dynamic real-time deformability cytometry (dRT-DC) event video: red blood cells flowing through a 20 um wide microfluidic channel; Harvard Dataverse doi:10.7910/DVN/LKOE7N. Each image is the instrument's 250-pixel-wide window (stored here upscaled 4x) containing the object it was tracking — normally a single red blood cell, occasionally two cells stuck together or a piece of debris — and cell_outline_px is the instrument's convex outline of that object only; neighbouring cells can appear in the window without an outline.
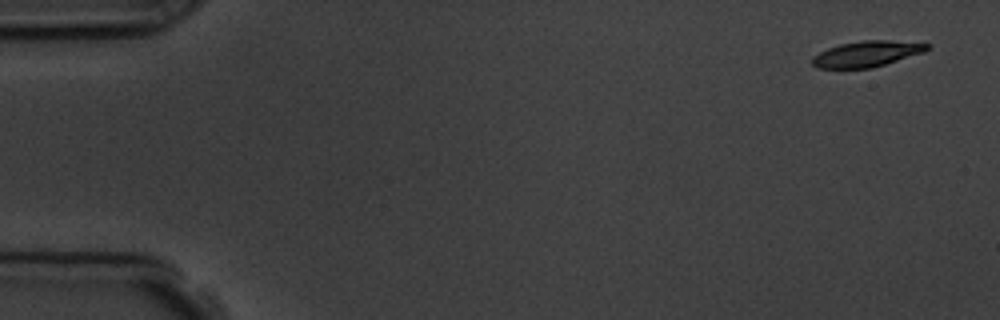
{"species": "common noctule bat (a hibernating species)", "species_latin": "Nyctalus noctula", "temperature_condition": "room temperature", "stored_images_in_passage": 6, "camera_frame_rate_fps": 3000, "um_per_image_px": 0.085, "animal": {"sex": "male", "body_mass_g": 19.5, "forearm_length_mm": 54.6}, "frame": {"image": 1, "passage_image": 1, "time_ms": 0.0, "image_size_px": [1000, 320], "cell_outline_px": [[928, 48], [924, 52], [872, 68], [816, 68], [812, 64], [812, 56], [828, 48], [840, 44], [864, 40], [888, 40], [928, 44]], "centroid_in_image_um": [73.63, 4.58], "position_along_channel_um": 11.4, "area_um2": 17.05}}